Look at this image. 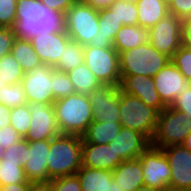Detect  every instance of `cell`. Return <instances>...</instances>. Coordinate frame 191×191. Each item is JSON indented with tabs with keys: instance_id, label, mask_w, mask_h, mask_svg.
I'll use <instances>...</instances> for the list:
<instances>
[{
	"instance_id": "cell-1",
	"label": "cell",
	"mask_w": 191,
	"mask_h": 191,
	"mask_svg": "<svg viewBox=\"0 0 191 191\" xmlns=\"http://www.w3.org/2000/svg\"><path fill=\"white\" fill-rule=\"evenodd\" d=\"M64 28L63 15L49 10L40 0H19L13 31L16 38L57 32Z\"/></svg>"
},
{
	"instance_id": "cell-2",
	"label": "cell",
	"mask_w": 191,
	"mask_h": 191,
	"mask_svg": "<svg viewBox=\"0 0 191 191\" xmlns=\"http://www.w3.org/2000/svg\"><path fill=\"white\" fill-rule=\"evenodd\" d=\"M82 136L59 134L50 140L47 158L49 178L76 175L82 167Z\"/></svg>"
},
{
	"instance_id": "cell-3",
	"label": "cell",
	"mask_w": 191,
	"mask_h": 191,
	"mask_svg": "<svg viewBox=\"0 0 191 191\" xmlns=\"http://www.w3.org/2000/svg\"><path fill=\"white\" fill-rule=\"evenodd\" d=\"M53 105L60 134L82 136L93 121V108L87 95L70 94L55 100Z\"/></svg>"
},
{
	"instance_id": "cell-4",
	"label": "cell",
	"mask_w": 191,
	"mask_h": 191,
	"mask_svg": "<svg viewBox=\"0 0 191 191\" xmlns=\"http://www.w3.org/2000/svg\"><path fill=\"white\" fill-rule=\"evenodd\" d=\"M120 123L122 127L130 128L153 139L159 112L147 106L140 98L120 91L119 95Z\"/></svg>"
},
{
	"instance_id": "cell-5",
	"label": "cell",
	"mask_w": 191,
	"mask_h": 191,
	"mask_svg": "<svg viewBox=\"0 0 191 191\" xmlns=\"http://www.w3.org/2000/svg\"><path fill=\"white\" fill-rule=\"evenodd\" d=\"M169 61V56L159 52L149 42L119 54L120 74L153 77Z\"/></svg>"
},
{
	"instance_id": "cell-6",
	"label": "cell",
	"mask_w": 191,
	"mask_h": 191,
	"mask_svg": "<svg viewBox=\"0 0 191 191\" xmlns=\"http://www.w3.org/2000/svg\"><path fill=\"white\" fill-rule=\"evenodd\" d=\"M63 24L72 41L88 45L99 30V11L78 0L64 14Z\"/></svg>"
},
{
	"instance_id": "cell-7",
	"label": "cell",
	"mask_w": 191,
	"mask_h": 191,
	"mask_svg": "<svg viewBox=\"0 0 191 191\" xmlns=\"http://www.w3.org/2000/svg\"><path fill=\"white\" fill-rule=\"evenodd\" d=\"M191 131V120L171 106L158 114L157 127L151 145L160 149L181 145Z\"/></svg>"
},
{
	"instance_id": "cell-8",
	"label": "cell",
	"mask_w": 191,
	"mask_h": 191,
	"mask_svg": "<svg viewBox=\"0 0 191 191\" xmlns=\"http://www.w3.org/2000/svg\"><path fill=\"white\" fill-rule=\"evenodd\" d=\"M84 63L102 84L119 86L121 80L119 53L114 48L84 45Z\"/></svg>"
},
{
	"instance_id": "cell-9",
	"label": "cell",
	"mask_w": 191,
	"mask_h": 191,
	"mask_svg": "<svg viewBox=\"0 0 191 191\" xmlns=\"http://www.w3.org/2000/svg\"><path fill=\"white\" fill-rule=\"evenodd\" d=\"M144 186L170 190L171 168L162 149L150 145L140 156Z\"/></svg>"
},
{
	"instance_id": "cell-10",
	"label": "cell",
	"mask_w": 191,
	"mask_h": 191,
	"mask_svg": "<svg viewBox=\"0 0 191 191\" xmlns=\"http://www.w3.org/2000/svg\"><path fill=\"white\" fill-rule=\"evenodd\" d=\"M149 42L170 58L182 46V20L168 14L149 29Z\"/></svg>"
},
{
	"instance_id": "cell-11",
	"label": "cell",
	"mask_w": 191,
	"mask_h": 191,
	"mask_svg": "<svg viewBox=\"0 0 191 191\" xmlns=\"http://www.w3.org/2000/svg\"><path fill=\"white\" fill-rule=\"evenodd\" d=\"M28 106L31 113V125L24 137L26 140H51L60 134L53 104L31 102Z\"/></svg>"
},
{
	"instance_id": "cell-12",
	"label": "cell",
	"mask_w": 191,
	"mask_h": 191,
	"mask_svg": "<svg viewBox=\"0 0 191 191\" xmlns=\"http://www.w3.org/2000/svg\"><path fill=\"white\" fill-rule=\"evenodd\" d=\"M120 87L103 84L89 95L93 111V121L120 123Z\"/></svg>"
},
{
	"instance_id": "cell-13",
	"label": "cell",
	"mask_w": 191,
	"mask_h": 191,
	"mask_svg": "<svg viewBox=\"0 0 191 191\" xmlns=\"http://www.w3.org/2000/svg\"><path fill=\"white\" fill-rule=\"evenodd\" d=\"M53 66L42 64L35 69L26 72L22 78V85L28 103L42 102L53 104L51 75L53 73Z\"/></svg>"
},
{
	"instance_id": "cell-14",
	"label": "cell",
	"mask_w": 191,
	"mask_h": 191,
	"mask_svg": "<svg viewBox=\"0 0 191 191\" xmlns=\"http://www.w3.org/2000/svg\"><path fill=\"white\" fill-rule=\"evenodd\" d=\"M171 168L170 191L191 189V151L182 145L162 149Z\"/></svg>"
},
{
	"instance_id": "cell-15",
	"label": "cell",
	"mask_w": 191,
	"mask_h": 191,
	"mask_svg": "<svg viewBox=\"0 0 191 191\" xmlns=\"http://www.w3.org/2000/svg\"><path fill=\"white\" fill-rule=\"evenodd\" d=\"M155 88L163 104L171 106L177 96L191 86L172 61H169L156 75L153 76Z\"/></svg>"
},
{
	"instance_id": "cell-16",
	"label": "cell",
	"mask_w": 191,
	"mask_h": 191,
	"mask_svg": "<svg viewBox=\"0 0 191 191\" xmlns=\"http://www.w3.org/2000/svg\"><path fill=\"white\" fill-rule=\"evenodd\" d=\"M29 39L43 64L53 67L59 62L64 48L71 41L64 28L57 32L32 35Z\"/></svg>"
},
{
	"instance_id": "cell-17",
	"label": "cell",
	"mask_w": 191,
	"mask_h": 191,
	"mask_svg": "<svg viewBox=\"0 0 191 191\" xmlns=\"http://www.w3.org/2000/svg\"><path fill=\"white\" fill-rule=\"evenodd\" d=\"M120 90L126 94L140 98L147 106L159 113L166 108L155 88L153 77L145 75H121Z\"/></svg>"
},
{
	"instance_id": "cell-18",
	"label": "cell",
	"mask_w": 191,
	"mask_h": 191,
	"mask_svg": "<svg viewBox=\"0 0 191 191\" xmlns=\"http://www.w3.org/2000/svg\"><path fill=\"white\" fill-rule=\"evenodd\" d=\"M50 140L28 141L26 164L23 166L29 182H49L47 158Z\"/></svg>"
},
{
	"instance_id": "cell-19",
	"label": "cell",
	"mask_w": 191,
	"mask_h": 191,
	"mask_svg": "<svg viewBox=\"0 0 191 191\" xmlns=\"http://www.w3.org/2000/svg\"><path fill=\"white\" fill-rule=\"evenodd\" d=\"M122 161L137 159L151 145V141L142 133L121 127L115 139L108 143Z\"/></svg>"
},
{
	"instance_id": "cell-20",
	"label": "cell",
	"mask_w": 191,
	"mask_h": 191,
	"mask_svg": "<svg viewBox=\"0 0 191 191\" xmlns=\"http://www.w3.org/2000/svg\"><path fill=\"white\" fill-rule=\"evenodd\" d=\"M82 166L113 171L122 160L109 144L86 142L82 138Z\"/></svg>"
},
{
	"instance_id": "cell-21",
	"label": "cell",
	"mask_w": 191,
	"mask_h": 191,
	"mask_svg": "<svg viewBox=\"0 0 191 191\" xmlns=\"http://www.w3.org/2000/svg\"><path fill=\"white\" fill-rule=\"evenodd\" d=\"M113 180L123 191H134L144 186L142 162L139 158L122 161L113 171Z\"/></svg>"
},
{
	"instance_id": "cell-22",
	"label": "cell",
	"mask_w": 191,
	"mask_h": 191,
	"mask_svg": "<svg viewBox=\"0 0 191 191\" xmlns=\"http://www.w3.org/2000/svg\"><path fill=\"white\" fill-rule=\"evenodd\" d=\"M122 26V22L118 21L109 8L99 10V30L96 39L91 40L88 45L98 48H113L114 39Z\"/></svg>"
},
{
	"instance_id": "cell-23",
	"label": "cell",
	"mask_w": 191,
	"mask_h": 191,
	"mask_svg": "<svg viewBox=\"0 0 191 191\" xmlns=\"http://www.w3.org/2000/svg\"><path fill=\"white\" fill-rule=\"evenodd\" d=\"M149 43V29L139 25H124L117 32L113 48L121 52Z\"/></svg>"
},
{
	"instance_id": "cell-24",
	"label": "cell",
	"mask_w": 191,
	"mask_h": 191,
	"mask_svg": "<svg viewBox=\"0 0 191 191\" xmlns=\"http://www.w3.org/2000/svg\"><path fill=\"white\" fill-rule=\"evenodd\" d=\"M138 25L150 29L169 14L168 5L163 0H138Z\"/></svg>"
},
{
	"instance_id": "cell-25",
	"label": "cell",
	"mask_w": 191,
	"mask_h": 191,
	"mask_svg": "<svg viewBox=\"0 0 191 191\" xmlns=\"http://www.w3.org/2000/svg\"><path fill=\"white\" fill-rule=\"evenodd\" d=\"M82 191H108L113 181L112 171L82 166L76 173Z\"/></svg>"
},
{
	"instance_id": "cell-26",
	"label": "cell",
	"mask_w": 191,
	"mask_h": 191,
	"mask_svg": "<svg viewBox=\"0 0 191 191\" xmlns=\"http://www.w3.org/2000/svg\"><path fill=\"white\" fill-rule=\"evenodd\" d=\"M10 53L18 61L25 73L43 64L36 54L30 39L15 38Z\"/></svg>"
},
{
	"instance_id": "cell-27",
	"label": "cell",
	"mask_w": 191,
	"mask_h": 191,
	"mask_svg": "<svg viewBox=\"0 0 191 191\" xmlns=\"http://www.w3.org/2000/svg\"><path fill=\"white\" fill-rule=\"evenodd\" d=\"M121 127V123L92 121L87 131L82 135V138L86 142L98 145L108 144L115 139Z\"/></svg>"
},
{
	"instance_id": "cell-28",
	"label": "cell",
	"mask_w": 191,
	"mask_h": 191,
	"mask_svg": "<svg viewBox=\"0 0 191 191\" xmlns=\"http://www.w3.org/2000/svg\"><path fill=\"white\" fill-rule=\"evenodd\" d=\"M67 75L73 83L76 93L82 95L88 96L95 88L103 85L85 63L68 71Z\"/></svg>"
},
{
	"instance_id": "cell-29",
	"label": "cell",
	"mask_w": 191,
	"mask_h": 191,
	"mask_svg": "<svg viewBox=\"0 0 191 191\" xmlns=\"http://www.w3.org/2000/svg\"><path fill=\"white\" fill-rule=\"evenodd\" d=\"M84 46L75 41H70L64 48L62 56H60L59 62L54 66L56 70L62 72H68L75 67L84 63L83 57Z\"/></svg>"
},
{
	"instance_id": "cell-30",
	"label": "cell",
	"mask_w": 191,
	"mask_h": 191,
	"mask_svg": "<svg viewBox=\"0 0 191 191\" xmlns=\"http://www.w3.org/2000/svg\"><path fill=\"white\" fill-rule=\"evenodd\" d=\"M15 183H31L28 181L21 161L2 159L0 165V186Z\"/></svg>"
},
{
	"instance_id": "cell-31",
	"label": "cell",
	"mask_w": 191,
	"mask_h": 191,
	"mask_svg": "<svg viewBox=\"0 0 191 191\" xmlns=\"http://www.w3.org/2000/svg\"><path fill=\"white\" fill-rule=\"evenodd\" d=\"M25 72L11 53L0 59V78L7 85L17 84L22 81Z\"/></svg>"
},
{
	"instance_id": "cell-32",
	"label": "cell",
	"mask_w": 191,
	"mask_h": 191,
	"mask_svg": "<svg viewBox=\"0 0 191 191\" xmlns=\"http://www.w3.org/2000/svg\"><path fill=\"white\" fill-rule=\"evenodd\" d=\"M109 9L119 22L124 25H138V11L136 3H128L122 0H116Z\"/></svg>"
},
{
	"instance_id": "cell-33",
	"label": "cell",
	"mask_w": 191,
	"mask_h": 191,
	"mask_svg": "<svg viewBox=\"0 0 191 191\" xmlns=\"http://www.w3.org/2000/svg\"><path fill=\"white\" fill-rule=\"evenodd\" d=\"M0 103L14 108L28 103L22 83L6 85L0 91Z\"/></svg>"
},
{
	"instance_id": "cell-34",
	"label": "cell",
	"mask_w": 191,
	"mask_h": 191,
	"mask_svg": "<svg viewBox=\"0 0 191 191\" xmlns=\"http://www.w3.org/2000/svg\"><path fill=\"white\" fill-rule=\"evenodd\" d=\"M53 98L55 100L65 98L70 94L76 93L73 83L70 81L66 72L53 68L51 75Z\"/></svg>"
},
{
	"instance_id": "cell-35",
	"label": "cell",
	"mask_w": 191,
	"mask_h": 191,
	"mask_svg": "<svg viewBox=\"0 0 191 191\" xmlns=\"http://www.w3.org/2000/svg\"><path fill=\"white\" fill-rule=\"evenodd\" d=\"M10 125L23 137L28 133L31 125V113L28 103L11 108Z\"/></svg>"
},
{
	"instance_id": "cell-36",
	"label": "cell",
	"mask_w": 191,
	"mask_h": 191,
	"mask_svg": "<svg viewBox=\"0 0 191 191\" xmlns=\"http://www.w3.org/2000/svg\"><path fill=\"white\" fill-rule=\"evenodd\" d=\"M171 61L183 74L186 80L191 81V49L182 45L173 55Z\"/></svg>"
},
{
	"instance_id": "cell-37",
	"label": "cell",
	"mask_w": 191,
	"mask_h": 191,
	"mask_svg": "<svg viewBox=\"0 0 191 191\" xmlns=\"http://www.w3.org/2000/svg\"><path fill=\"white\" fill-rule=\"evenodd\" d=\"M27 144L28 140L25 138L21 139L17 143H14L6 150L0 152L2 159H8L12 161H21L22 166L26 164V155H27Z\"/></svg>"
},
{
	"instance_id": "cell-38",
	"label": "cell",
	"mask_w": 191,
	"mask_h": 191,
	"mask_svg": "<svg viewBox=\"0 0 191 191\" xmlns=\"http://www.w3.org/2000/svg\"><path fill=\"white\" fill-rule=\"evenodd\" d=\"M17 0H0V27L13 28L16 22Z\"/></svg>"
},
{
	"instance_id": "cell-39",
	"label": "cell",
	"mask_w": 191,
	"mask_h": 191,
	"mask_svg": "<svg viewBox=\"0 0 191 191\" xmlns=\"http://www.w3.org/2000/svg\"><path fill=\"white\" fill-rule=\"evenodd\" d=\"M49 182L53 191H82L77 175L55 178Z\"/></svg>"
},
{
	"instance_id": "cell-40",
	"label": "cell",
	"mask_w": 191,
	"mask_h": 191,
	"mask_svg": "<svg viewBox=\"0 0 191 191\" xmlns=\"http://www.w3.org/2000/svg\"><path fill=\"white\" fill-rule=\"evenodd\" d=\"M171 107L181 113H184L188 120H191V86L180 93Z\"/></svg>"
},
{
	"instance_id": "cell-41",
	"label": "cell",
	"mask_w": 191,
	"mask_h": 191,
	"mask_svg": "<svg viewBox=\"0 0 191 191\" xmlns=\"http://www.w3.org/2000/svg\"><path fill=\"white\" fill-rule=\"evenodd\" d=\"M23 138L11 125L0 128V152Z\"/></svg>"
},
{
	"instance_id": "cell-42",
	"label": "cell",
	"mask_w": 191,
	"mask_h": 191,
	"mask_svg": "<svg viewBox=\"0 0 191 191\" xmlns=\"http://www.w3.org/2000/svg\"><path fill=\"white\" fill-rule=\"evenodd\" d=\"M169 14L184 18H191V0H172L168 5Z\"/></svg>"
},
{
	"instance_id": "cell-43",
	"label": "cell",
	"mask_w": 191,
	"mask_h": 191,
	"mask_svg": "<svg viewBox=\"0 0 191 191\" xmlns=\"http://www.w3.org/2000/svg\"><path fill=\"white\" fill-rule=\"evenodd\" d=\"M15 38L13 28L0 27V59L11 52Z\"/></svg>"
},
{
	"instance_id": "cell-44",
	"label": "cell",
	"mask_w": 191,
	"mask_h": 191,
	"mask_svg": "<svg viewBox=\"0 0 191 191\" xmlns=\"http://www.w3.org/2000/svg\"><path fill=\"white\" fill-rule=\"evenodd\" d=\"M78 0H40L49 10L58 12L64 16L66 11Z\"/></svg>"
},
{
	"instance_id": "cell-45",
	"label": "cell",
	"mask_w": 191,
	"mask_h": 191,
	"mask_svg": "<svg viewBox=\"0 0 191 191\" xmlns=\"http://www.w3.org/2000/svg\"><path fill=\"white\" fill-rule=\"evenodd\" d=\"M182 45L191 49V18L182 19Z\"/></svg>"
},
{
	"instance_id": "cell-46",
	"label": "cell",
	"mask_w": 191,
	"mask_h": 191,
	"mask_svg": "<svg viewBox=\"0 0 191 191\" xmlns=\"http://www.w3.org/2000/svg\"><path fill=\"white\" fill-rule=\"evenodd\" d=\"M85 4L91 6L95 10L109 8L116 0H82Z\"/></svg>"
},
{
	"instance_id": "cell-47",
	"label": "cell",
	"mask_w": 191,
	"mask_h": 191,
	"mask_svg": "<svg viewBox=\"0 0 191 191\" xmlns=\"http://www.w3.org/2000/svg\"><path fill=\"white\" fill-rule=\"evenodd\" d=\"M11 108L0 103V128L10 125Z\"/></svg>"
},
{
	"instance_id": "cell-48",
	"label": "cell",
	"mask_w": 191,
	"mask_h": 191,
	"mask_svg": "<svg viewBox=\"0 0 191 191\" xmlns=\"http://www.w3.org/2000/svg\"><path fill=\"white\" fill-rule=\"evenodd\" d=\"M30 183H11L0 186V191H29Z\"/></svg>"
},
{
	"instance_id": "cell-49",
	"label": "cell",
	"mask_w": 191,
	"mask_h": 191,
	"mask_svg": "<svg viewBox=\"0 0 191 191\" xmlns=\"http://www.w3.org/2000/svg\"><path fill=\"white\" fill-rule=\"evenodd\" d=\"M29 191H53L50 182L30 183Z\"/></svg>"
},
{
	"instance_id": "cell-50",
	"label": "cell",
	"mask_w": 191,
	"mask_h": 191,
	"mask_svg": "<svg viewBox=\"0 0 191 191\" xmlns=\"http://www.w3.org/2000/svg\"><path fill=\"white\" fill-rule=\"evenodd\" d=\"M184 148L191 151V131L190 133L185 137L184 142L181 144Z\"/></svg>"
},
{
	"instance_id": "cell-51",
	"label": "cell",
	"mask_w": 191,
	"mask_h": 191,
	"mask_svg": "<svg viewBox=\"0 0 191 191\" xmlns=\"http://www.w3.org/2000/svg\"><path fill=\"white\" fill-rule=\"evenodd\" d=\"M108 191H123V189H121L119 187V185L113 180L110 184H109V189Z\"/></svg>"
},
{
	"instance_id": "cell-52",
	"label": "cell",
	"mask_w": 191,
	"mask_h": 191,
	"mask_svg": "<svg viewBox=\"0 0 191 191\" xmlns=\"http://www.w3.org/2000/svg\"><path fill=\"white\" fill-rule=\"evenodd\" d=\"M134 191H160V190L152 187L143 186L135 189Z\"/></svg>"
},
{
	"instance_id": "cell-53",
	"label": "cell",
	"mask_w": 191,
	"mask_h": 191,
	"mask_svg": "<svg viewBox=\"0 0 191 191\" xmlns=\"http://www.w3.org/2000/svg\"><path fill=\"white\" fill-rule=\"evenodd\" d=\"M7 85L6 82H4L1 78H0V91L3 89V87H5Z\"/></svg>"
},
{
	"instance_id": "cell-54",
	"label": "cell",
	"mask_w": 191,
	"mask_h": 191,
	"mask_svg": "<svg viewBox=\"0 0 191 191\" xmlns=\"http://www.w3.org/2000/svg\"><path fill=\"white\" fill-rule=\"evenodd\" d=\"M124 2H128V3H136L138 0H122Z\"/></svg>"
},
{
	"instance_id": "cell-55",
	"label": "cell",
	"mask_w": 191,
	"mask_h": 191,
	"mask_svg": "<svg viewBox=\"0 0 191 191\" xmlns=\"http://www.w3.org/2000/svg\"><path fill=\"white\" fill-rule=\"evenodd\" d=\"M163 1H164L167 5H169L172 0H163Z\"/></svg>"
}]
</instances>
